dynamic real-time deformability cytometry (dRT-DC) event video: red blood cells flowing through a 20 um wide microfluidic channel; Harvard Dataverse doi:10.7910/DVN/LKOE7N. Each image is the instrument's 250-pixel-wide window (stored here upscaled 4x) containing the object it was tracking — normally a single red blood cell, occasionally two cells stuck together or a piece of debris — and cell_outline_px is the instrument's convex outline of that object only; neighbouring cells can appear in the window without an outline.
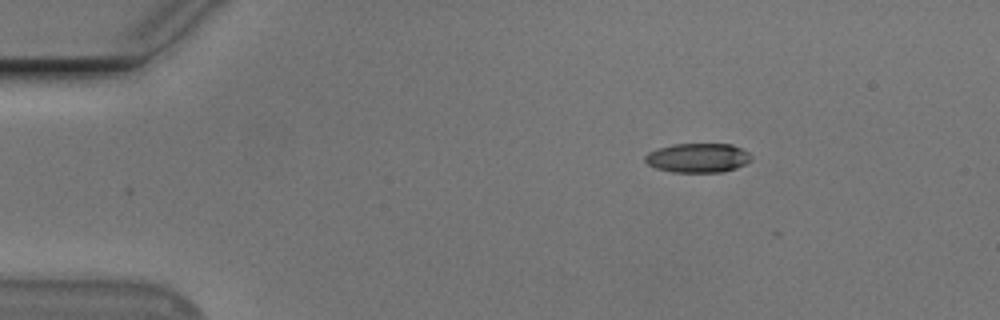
{"species": "Egyptian fruit bat (a non-hibernating species)", "species_latin": "Rousettus aegyptiacus", "temperature_condition": "cold", "stored_images_in_passage": 9, "camera_frame_rate_fps": 3000, "um_per_image_px": 0.085, "animal": {"sex": "male"}, "frame": {"image": 1, "passage_image": 2, "time_ms": 0.333, "image_size_px": [1000, 320], "cell_outline_px": [[752, 160], [736, 168], [720, 172], [672, 172], [656, 168], [648, 164], [644, 160], [644, 156], [648, 152], [656, 148], [672, 144], [732, 144], [748, 152], [752, 156]], "centroid_in_image_um": [59.29, 13.41], "position_along_channel_um": 25.7, "area_um2": 18.21}}